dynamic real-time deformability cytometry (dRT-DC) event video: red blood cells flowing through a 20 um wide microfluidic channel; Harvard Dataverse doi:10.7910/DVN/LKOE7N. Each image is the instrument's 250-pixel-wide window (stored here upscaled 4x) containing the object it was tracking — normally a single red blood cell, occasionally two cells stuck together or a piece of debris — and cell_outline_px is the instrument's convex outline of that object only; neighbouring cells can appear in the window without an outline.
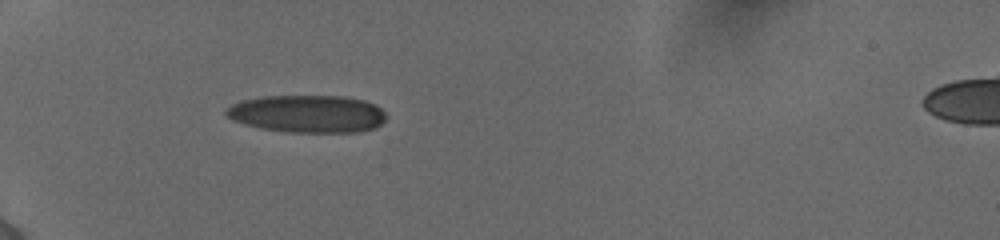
{"species": "human", "species_latin": "Homo sapiens", "temperature_condition": "cold", "stored_images_in_passage": 37, "camera_frame_rate_fps": 3000, "um_per_image_px": 0.085, "donor": {"sex": "female"}, "frame": {"image": 1, "passage_image": 1, "time_ms": 0.0, "image_size_px": [1000, 240], "cell_outline_px": [[388, 116], [376, 128], [356, 132], [288, 132], [260, 128], [244, 124], [232, 120], [224, 112], [224, 108], [240, 100], [264, 96], [344, 96], [364, 100], [380, 108]], "centroid_in_image_um": [26.11, 9.67], "position_along_channel_um": 58.9, "area_um2": 35.2}}
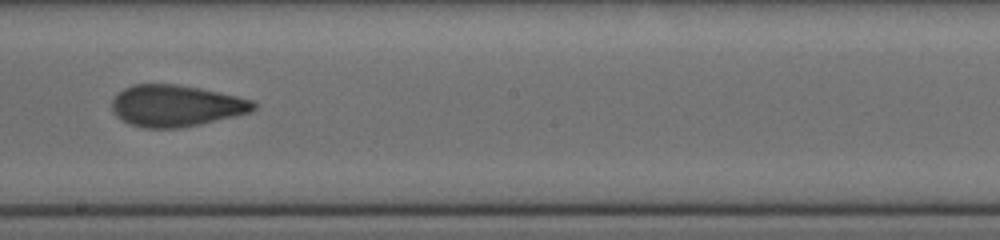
{"frame": {"image": 2, "passage_image": 19, "time_ms": 5.0, "image_size_px": [1000, 240], "cell_outline_px": [[256, 108], [252, 112], [200, 124], [180, 128], [144, 128], [132, 124], [116, 116], [112, 112], [112, 100], [124, 88], [132, 84], [176, 84], [200, 88], [236, 96], [252, 100], [256, 104]], "centroid_in_image_um": [14.96, 8.99], "position_along_channel_um": 233.2, "area_um2": 34.16}}
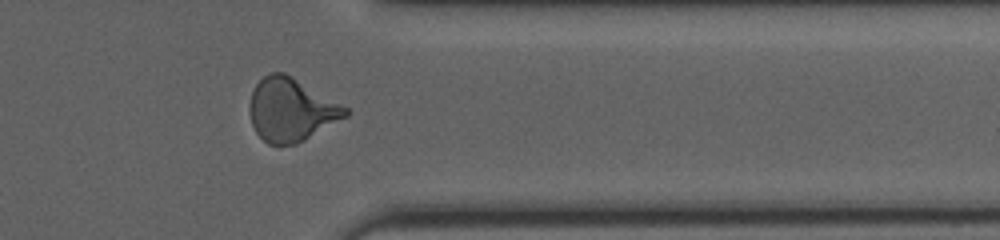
{"frame": {"image": 3, "passage_image": 35, "time_ms": 9.0, "image_size_px": [1000, 240], "cell_outline_px": [[352, 112], [348, 116], [304, 140], [296, 144], [268, 144], [256, 132], [252, 124], [248, 108], [248, 104], [252, 92], [256, 84], [264, 76], [272, 72], [284, 72], [292, 76], [348, 108]], "centroid_in_image_um": [24.74, 9.33], "position_along_channel_um": 386.7, "area_um2": 35.14}, "authors_computed_cell_mechanics": {"area_um2": 34.6222, "velocity_mm_per_s": 3.8956, "shape_relaxation_time_tau1_ms": 8.1831, "shape_relaxation_time_tau2_ms": 1.5592, "deformation_change_tau1": 0.2145, "deformation_change_tau2": 0.0891}}